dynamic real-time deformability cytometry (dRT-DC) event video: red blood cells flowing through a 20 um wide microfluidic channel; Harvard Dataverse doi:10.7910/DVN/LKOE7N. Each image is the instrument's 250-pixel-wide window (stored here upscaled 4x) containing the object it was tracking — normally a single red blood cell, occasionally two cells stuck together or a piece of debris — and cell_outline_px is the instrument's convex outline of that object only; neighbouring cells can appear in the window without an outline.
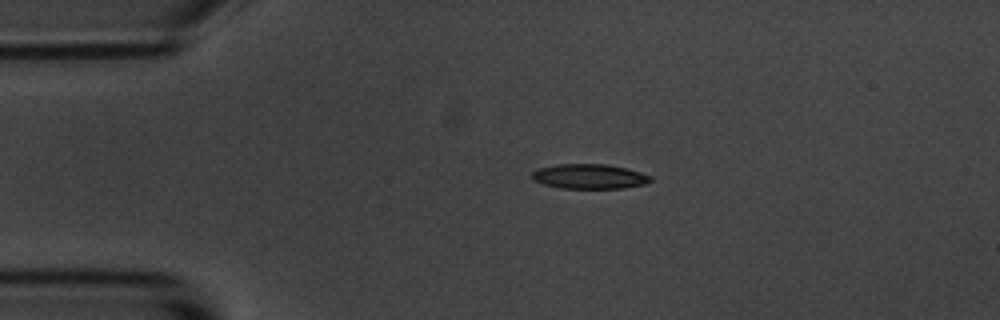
{"species": "common noctule bat (a hibernating species)", "species_latin": "Nyctalus noctula", "temperature_condition": "room temperature", "stored_images_in_passage": 4, "camera_frame_rate_fps": 3000, "um_per_image_px": 0.085, "animal": {"sex": "male", "body_mass_g": 20.1, "forearm_length_mm": 53.5}, "frame": {"image": 1, "passage_image": 3, "time_ms": 0.667, "image_size_px": [1000, 320], "cell_outline_px": [[652, 180], [644, 184], [624, 188], [560, 188], [544, 184], [532, 180], [532, 172], [540, 168], [556, 164], [608, 164], [628, 168], [652, 176]], "centroid_in_image_um": [50.11, 14.99], "position_along_channel_um": 34.9, "area_um2": 17.17}}